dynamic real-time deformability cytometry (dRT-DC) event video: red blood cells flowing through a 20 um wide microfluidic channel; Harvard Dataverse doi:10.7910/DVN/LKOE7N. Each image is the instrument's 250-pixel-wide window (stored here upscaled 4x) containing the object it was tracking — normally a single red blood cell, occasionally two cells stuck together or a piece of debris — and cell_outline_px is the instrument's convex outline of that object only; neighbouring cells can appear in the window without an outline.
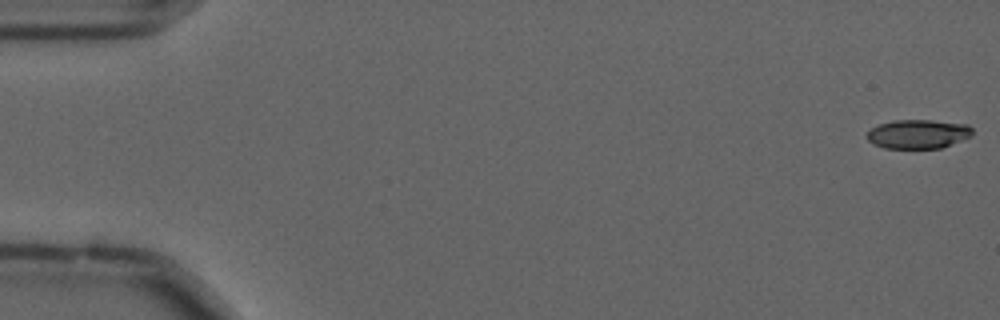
{"species": "common noctule bat (a hibernating species)", "species_latin": "Nyctalus noctula", "temperature_condition": "cold", "stored_images_in_passage": 12, "camera_frame_rate_fps": 3000, "um_per_image_px": 0.085, "animal": {"sex": "male", "forearm_length_mm": 52.5}, "frame": {"image": 1, "passage_image": 1, "time_ms": 0.0, "image_size_px": [1000, 320], "cell_outline_px": [[972, 136], [940, 148], [884, 148], [872, 144], [864, 136], [872, 128], [880, 124], [892, 120], [932, 120], [968, 124], [972, 128]], "centroid_in_image_um": [78.02, 11.39], "position_along_channel_um": 7.0, "area_um2": 17.92}}